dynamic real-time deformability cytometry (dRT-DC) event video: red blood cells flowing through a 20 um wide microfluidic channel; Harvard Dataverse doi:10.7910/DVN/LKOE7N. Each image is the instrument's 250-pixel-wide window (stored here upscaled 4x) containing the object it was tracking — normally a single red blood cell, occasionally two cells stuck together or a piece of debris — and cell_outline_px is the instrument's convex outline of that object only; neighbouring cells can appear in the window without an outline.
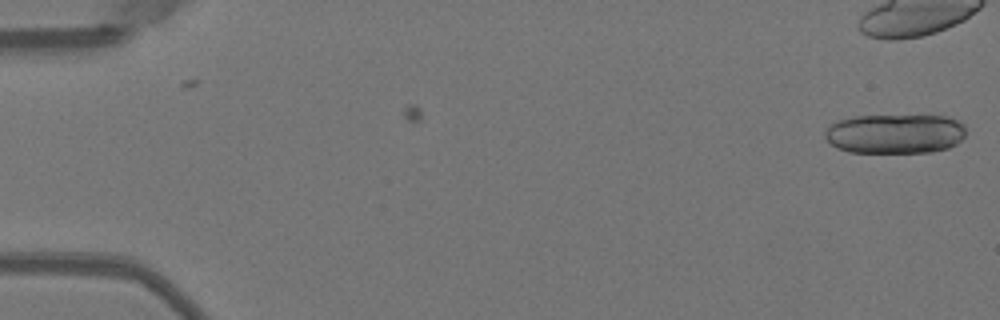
{"species": "Egyptian fruit bat (a non-hibernating species)", "species_latin": "Rousettus aegyptiacus", "temperature_condition": "warm", "stored_images_in_passage": 7, "camera_frame_rate_fps": 3000, "um_per_image_px": 0.085, "animal": {"sex": "female"}, "frame": {"image": 1, "passage_image": 7, "time_ms": 2.0, "image_size_px": [1000, 320], "cell_outline_px": [[964, 136], [956, 144], [948, 148], [932, 152], [848, 152], [836, 148], [824, 136], [824, 132], [836, 120], [856, 116], [948, 116], [964, 124]], "centroid_in_image_um": [76.07, 11.37], "position_along_channel_um": 8.9, "area_um2": 32.48}}